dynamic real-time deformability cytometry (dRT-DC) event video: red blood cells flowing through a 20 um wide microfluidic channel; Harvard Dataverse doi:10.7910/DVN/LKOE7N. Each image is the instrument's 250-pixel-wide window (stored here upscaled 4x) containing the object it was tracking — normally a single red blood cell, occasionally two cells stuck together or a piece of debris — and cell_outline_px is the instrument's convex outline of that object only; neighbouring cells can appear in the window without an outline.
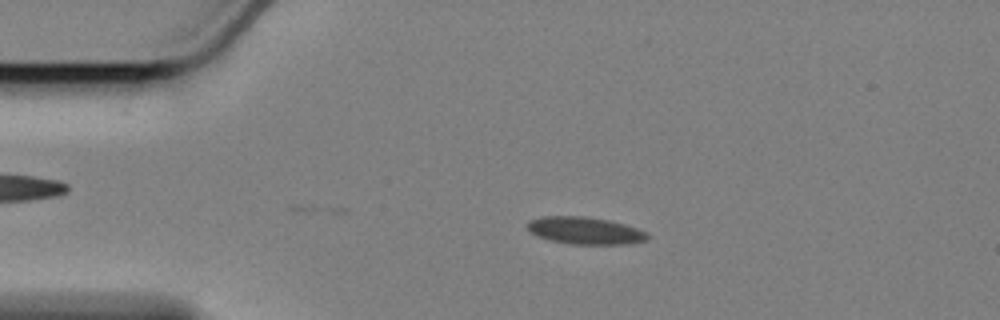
{"species": "Egyptian fruit bat (a non-hibernating species)", "species_latin": "Rousettus aegyptiacus", "temperature_condition": "cold", "stored_images_in_passage": 57, "camera_frame_rate_fps": 3000, "um_per_image_px": 0.085, "animal": {"sex": "female"}, "frame": {"image": 1, "passage_image": 11, "time_ms": 3.333, "image_size_px": [1000, 320], "cell_outline_px": [[648, 240], [624, 244], [568, 244], [552, 240], [540, 236], [532, 232], [528, 228], [528, 224], [532, 220], [544, 216], [584, 216], [608, 220], [624, 224], [648, 232]], "centroid_in_image_um": [49.79, 19.6], "position_along_channel_um": 35.2, "area_um2": 18.73}}
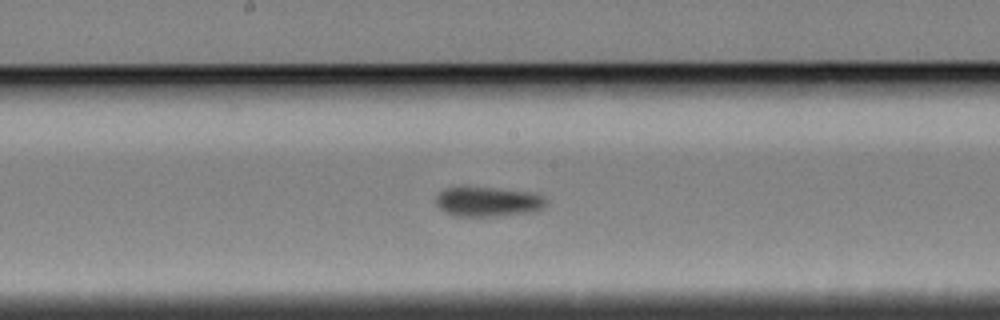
{"frame": {"image": 2, "passage_image": 29, "time_ms": 9.333, "image_size_px": [1000, 320], "cell_outline_px": [[548, 204], [536, 212], [500, 216], [452, 216], [444, 212], [436, 204], [436, 196], [444, 188], [456, 184], [464, 184], [500, 188], [528, 192], [544, 196], [548, 200]], "centroid_in_image_um": [41.44, 17.1], "position_along_channel_um": 206.8, "area_um2": 20.17}}
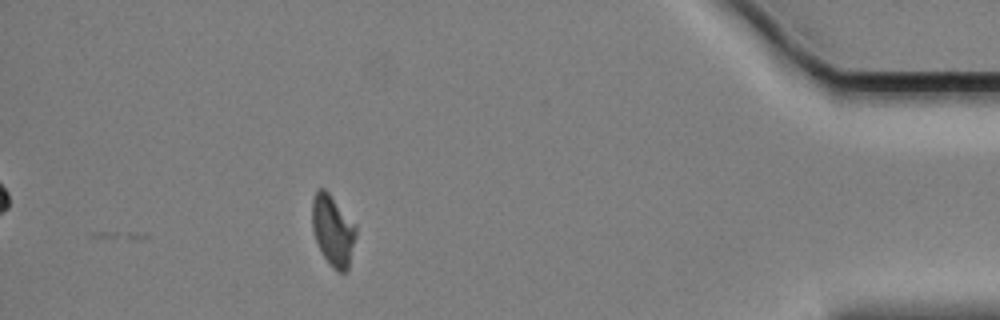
{"frame": {"image": 3, "passage_image": 51, "time_ms": 16.667, "image_size_px": [1000, 320], "cell_outline_px": [[356, 236], [348, 272], [340, 272], [332, 268], [328, 264], [316, 240], [312, 228], [312, 196], [320, 188], [324, 188], [328, 192], [356, 224]], "centroid_in_image_um": [28.31, 19.6], "position_along_channel_um": 406.9, "area_um2": 18.21}, "authors_computed_cell_mechanics": {"area_um2": 18.7272, "velocity_mm_per_s": 3.4175, "shape_relaxation_time_tau1_ms": 2.5357, "shape_relaxation_time_tau2_ms": 2.1636, "deformation_change_tau1": 0.0889, "deformation_change_tau2": 0.0687}}